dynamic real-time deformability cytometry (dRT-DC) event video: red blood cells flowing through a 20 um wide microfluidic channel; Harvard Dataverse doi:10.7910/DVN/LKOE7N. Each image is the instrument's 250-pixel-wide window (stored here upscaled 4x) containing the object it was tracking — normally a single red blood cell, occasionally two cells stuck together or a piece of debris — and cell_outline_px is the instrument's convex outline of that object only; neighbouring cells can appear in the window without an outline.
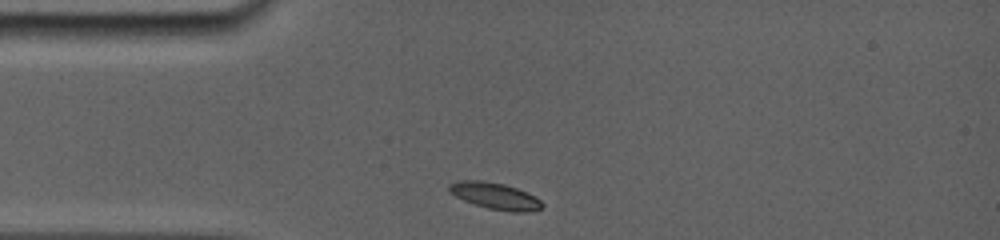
{"species": "common noctule bat (a hibernating species)", "species_latin": "Nyctalus noctula", "temperature_condition": "room temperature", "stored_images_in_passage": 7, "camera_frame_rate_fps": 5000, "um_per_image_px": 0.085, "animal": {"sex": "female", "body_mass_g": 19.0, "forearm_length_mm": 56.7}, "frame": {"image": 1, "passage_image": 1, "time_ms": 0.0, "image_size_px": [1000, 240], "cell_outline_px": [[544, 208], [532, 212], [512, 212], [488, 208], [464, 200], [448, 192], [448, 184], [456, 180], [480, 180], [504, 184], [528, 192], [536, 196], [544, 204]], "centroid_in_image_um": [42.12, 16.65], "position_along_channel_um": 42.9, "area_um2": 14.62}}
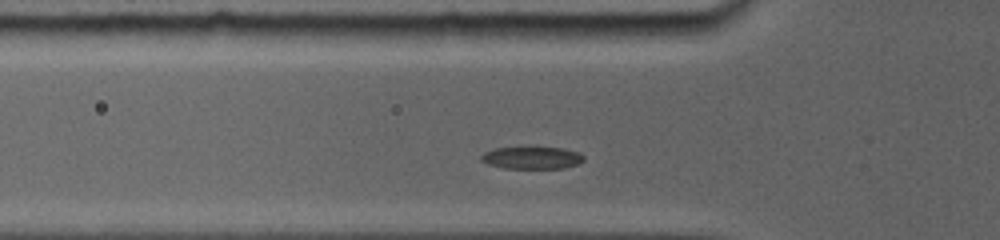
{"frame": {"image": 2, "passage_image": 4, "time_ms": 1.4, "image_size_px": [1000, 240], "cell_outline_px": [[584, 160], [576, 164], [564, 168], [504, 168], [488, 164], [480, 160], [480, 156], [484, 152], [496, 148], [564, 148], [580, 152], [584, 156]], "centroid_in_image_um": [45.22, 13.41], "position_along_channel_um": 80.6, "area_um2": 13.18}}
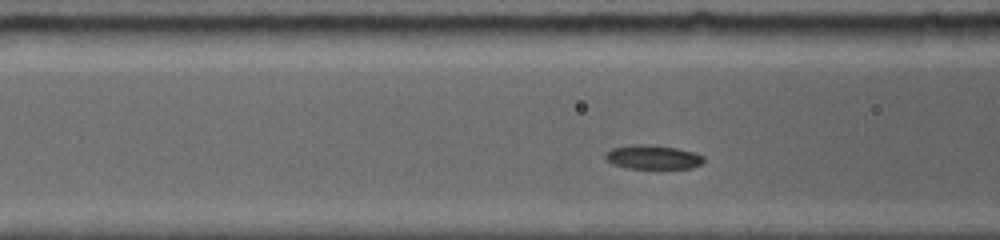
{"frame": {"image": 3, "passage_image": 6, "time_ms": 2.2, "image_size_px": [1000, 240], "cell_outline_px": [[704, 160], [700, 164], [692, 168], [628, 168], [612, 164], [604, 156], [612, 148], [632, 144], [648, 144], [676, 148], [696, 152], [704, 156]], "centroid_in_image_um": [55.52, 13.35], "position_along_channel_um": 111.1, "area_um2": 13.76}}